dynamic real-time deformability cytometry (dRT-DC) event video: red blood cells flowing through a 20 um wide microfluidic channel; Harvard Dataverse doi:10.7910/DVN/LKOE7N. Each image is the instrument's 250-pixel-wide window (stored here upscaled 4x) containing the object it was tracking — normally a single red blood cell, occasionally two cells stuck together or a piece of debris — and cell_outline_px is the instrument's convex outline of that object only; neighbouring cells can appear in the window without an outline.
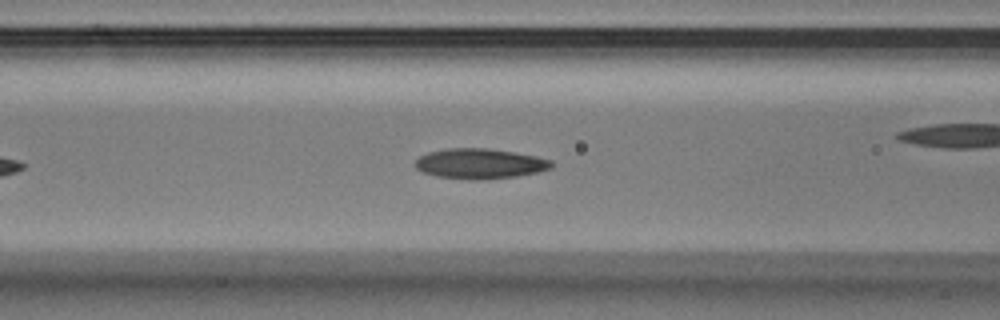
{"species": "Egyptian fruit bat (a non-hibernating species)", "species_latin": "Rousettus aegyptiacus", "temperature_condition": "warm", "stored_images_in_passage": 30, "camera_frame_rate_fps": 3000, "um_per_image_px": 0.085, "animal": {"sex": "male"}, "frame": {"image": 1, "passage_image": 9, "time_ms": 2.667, "image_size_px": [1000, 320], "cell_outline_px": [[552, 168], [540, 172], [516, 176], [476, 180], [472, 180], [436, 176], [420, 172], [416, 168], [416, 160], [420, 156], [428, 152], [448, 148], [484, 148], [512, 152], [536, 156], [552, 160]], "centroid_in_image_um": [40.78, 13.91], "position_along_channel_um": 125.8, "area_um2": 23.93}}